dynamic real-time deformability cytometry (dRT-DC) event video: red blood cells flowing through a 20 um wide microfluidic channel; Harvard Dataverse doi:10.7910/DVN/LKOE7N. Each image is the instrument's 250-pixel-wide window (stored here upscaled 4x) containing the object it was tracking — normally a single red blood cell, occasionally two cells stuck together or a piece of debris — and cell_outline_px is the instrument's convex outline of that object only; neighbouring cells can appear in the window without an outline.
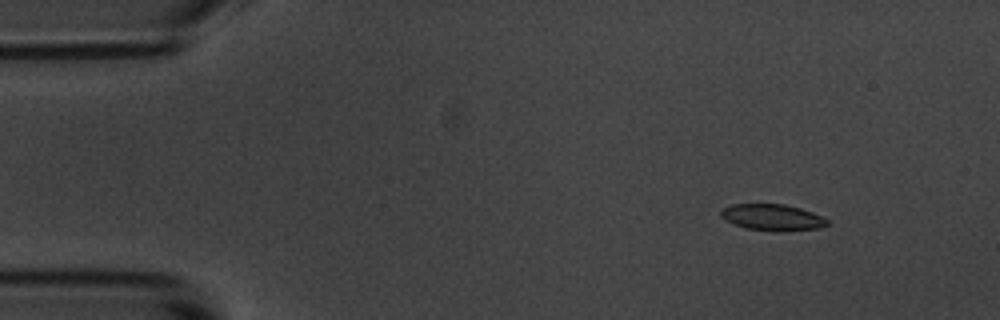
{"species": "common noctule bat (a hibernating species)", "species_latin": "Nyctalus noctula", "temperature_condition": "room temperature", "stored_images_in_passage": 5, "camera_frame_rate_fps": 3000, "um_per_image_px": 0.085, "animal": {"sex": "male", "body_mass_g": 20.1, "forearm_length_mm": 53.5}, "frame": {"image": 1, "passage_image": 2, "time_ms": 1.333, "image_size_px": [1000, 320], "cell_outline_px": [[828, 224], [820, 228], [748, 228], [724, 220], [720, 216], [720, 212], [724, 208], [732, 204], [784, 204], [800, 208], [812, 212], [828, 220]], "centroid_in_image_um": [65.6, 18.41], "position_along_channel_um": 19.4, "area_um2": 15.2}}
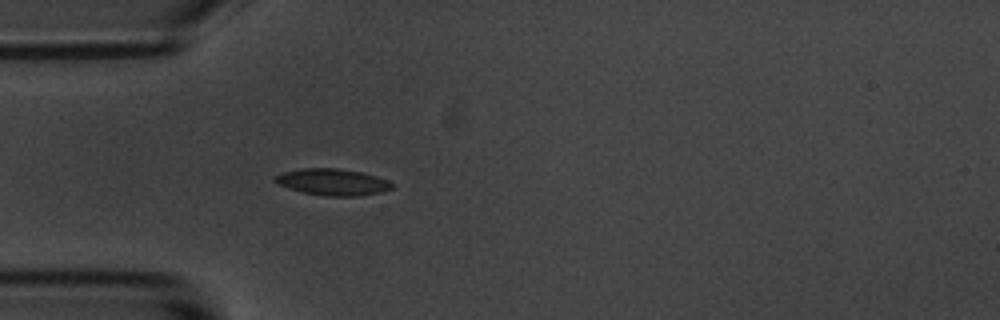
{"frame": {"image": 2, "passage_image": 5, "time_ms": 4.667, "image_size_px": [1000, 320], "cell_outline_px": [[396, 184], [392, 188], [380, 192], [360, 196], [324, 196], [304, 192], [288, 188], [272, 180], [276, 176], [284, 172], [300, 168], [340, 168], [360, 172], [376, 176], [388, 180]], "centroid_in_image_um": [28.3, 15.47], "position_along_channel_um": 56.7, "area_um2": 18.09}}